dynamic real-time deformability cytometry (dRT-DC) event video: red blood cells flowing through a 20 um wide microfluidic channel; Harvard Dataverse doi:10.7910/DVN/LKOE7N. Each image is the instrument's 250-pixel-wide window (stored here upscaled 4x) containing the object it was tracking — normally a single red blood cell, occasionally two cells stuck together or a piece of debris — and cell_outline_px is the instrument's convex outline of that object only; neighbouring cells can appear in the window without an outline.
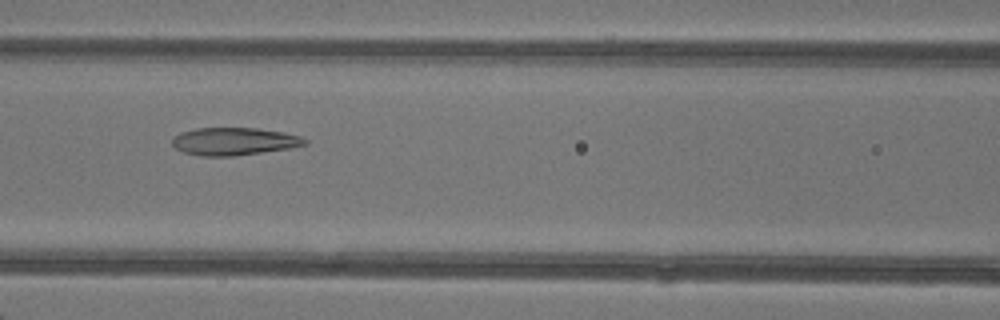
{"species": "common noctule bat (a hibernating species)", "species_latin": "Nyctalus noctula", "temperature_condition": "warm", "stored_images_in_passage": 3, "camera_frame_rate_fps": 3000, "um_per_image_px": 0.085, "animal": {"sex": "female"}, "frame": {"image": 1, "passage_image": 3, "time_ms": 2.0, "image_size_px": [1000, 320], "cell_outline_px": [[308, 144], [292, 148], [232, 156], [204, 156], [184, 152], [176, 148], [172, 144], [172, 136], [180, 132], [196, 128], [256, 128], [280, 132], [300, 136], [308, 140]], "centroid_in_image_um": [19.89, 12.01], "position_along_channel_um": 146.7, "area_um2": 21.33}}